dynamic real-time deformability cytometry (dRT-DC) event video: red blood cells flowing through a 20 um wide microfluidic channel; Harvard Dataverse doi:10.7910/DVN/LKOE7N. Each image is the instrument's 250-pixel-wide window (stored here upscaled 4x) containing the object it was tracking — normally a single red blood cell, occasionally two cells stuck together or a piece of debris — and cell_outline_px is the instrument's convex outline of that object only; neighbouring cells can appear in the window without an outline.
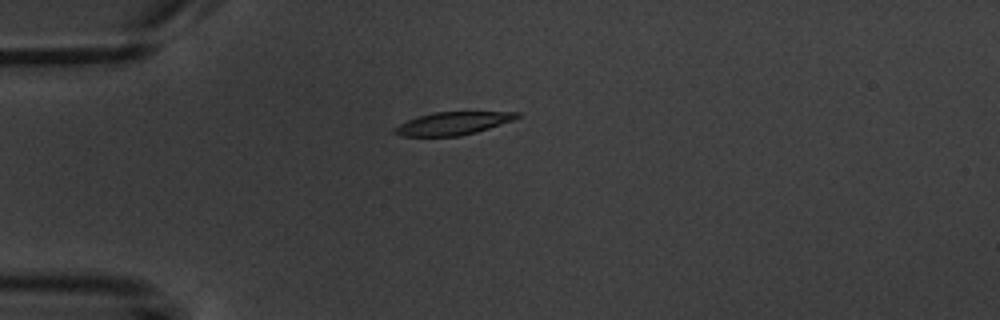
{"species": "common noctule bat (a hibernating species)", "species_latin": "Nyctalus noctula", "temperature_condition": "warm", "stored_images_in_passage": 4, "camera_frame_rate_fps": 3000, "um_per_image_px": 0.085, "animal": {"sex": "male", "body_mass_g": 20.1, "forearm_length_mm": 53.5}, "frame": {"image": 1, "passage_image": 3, "time_ms": 2.0, "image_size_px": [1000, 320], "cell_outline_px": [[520, 116], [512, 120], [476, 132], [460, 136], [400, 136], [392, 132], [392, 128], [408, 120], [420, 116], [436, 112], [520, 112]], "centroid_in_image_um": [38.45, 10.5], "position_along_channel_um": 46.6, "area_um2": 16.07}}